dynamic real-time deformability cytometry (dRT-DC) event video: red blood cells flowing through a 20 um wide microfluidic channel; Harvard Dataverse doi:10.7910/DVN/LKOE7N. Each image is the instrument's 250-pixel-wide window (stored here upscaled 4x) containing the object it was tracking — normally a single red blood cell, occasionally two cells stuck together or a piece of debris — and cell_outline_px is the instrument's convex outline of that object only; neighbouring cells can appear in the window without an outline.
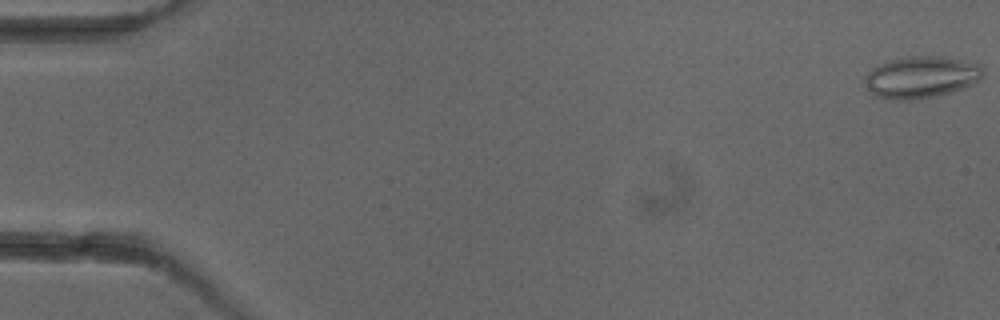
{"species": "common noctule bat (a hibernating species)", "species_latin": "Nyctalus noctula", "temperature_condition": "cold", "stored_images_in_passage": 6, "camera_frame_rate_fps": 3000, "um_per_image_px": 0.085, "animal": {"sex": "female"}, "frame": {"image": 1, "passage_image": 1, "time_ms": 0.0, "image_size_px": [1000, 320], "cell_outline_px": [[984, 76], [972, 84], [936, 96], [912, 100], [888, 100], [872, 96], [864, 80], [864, 76], [872, 68], [888, 60], [908, 56], [940, 56], [980, 64], [984, 72]], "centroid_in_image_um": [78.25, 6.56], "position_along_channel_um": 6.8, "area_um2": 28.9}}